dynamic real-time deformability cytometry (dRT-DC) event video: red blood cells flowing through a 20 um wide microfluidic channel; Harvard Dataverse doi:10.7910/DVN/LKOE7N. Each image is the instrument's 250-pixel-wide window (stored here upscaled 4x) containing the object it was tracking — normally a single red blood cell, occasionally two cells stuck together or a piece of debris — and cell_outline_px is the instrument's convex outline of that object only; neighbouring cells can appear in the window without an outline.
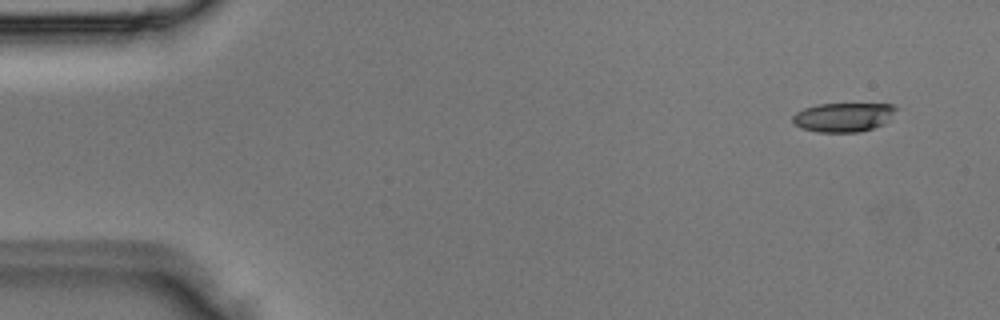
{"species": "Egyptian fruit bat (a non-hibernating species)", "species_latin": "Rousettus aegyptiacus", "temperature_condition": "room temperature", "stored_images_in_passage": 3, "camera_frame_rate_fps": 3000, "um_per_image_px": 0.085, "animal": {"sex": "male"}, "frame": {"image": 1, "passage_image": 1, "time_ms": 0.0, "image_size_px": [1000, 320], "cell_outline_px": [[900, 108], [884, 124], [860, 132], [820, 132], [800, 128], [792, 120], [792, 116], [796, 112], [804, 108], [820, 104], [892, 104]], "centroid_in_image_um": [71.72, 9.96], "position_along_channel_um": 13.3, "area_um2": 17.57}}